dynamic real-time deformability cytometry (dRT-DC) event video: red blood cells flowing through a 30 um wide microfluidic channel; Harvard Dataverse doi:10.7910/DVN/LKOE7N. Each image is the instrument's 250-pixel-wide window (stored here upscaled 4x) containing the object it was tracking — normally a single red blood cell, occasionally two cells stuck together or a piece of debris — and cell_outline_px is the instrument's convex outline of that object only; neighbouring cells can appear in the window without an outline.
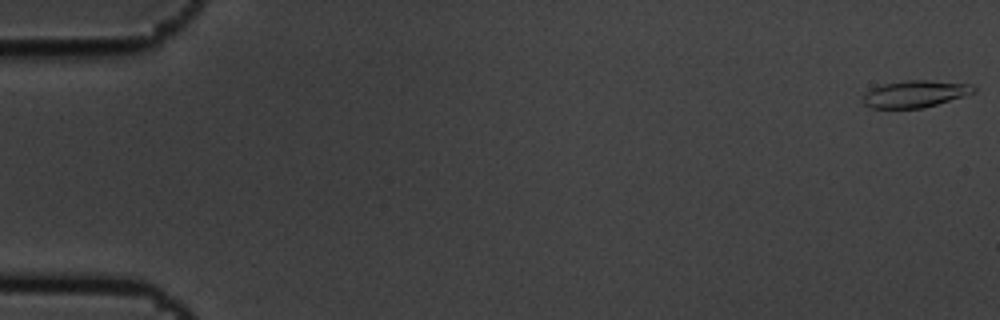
{"species": "common noctule bat (a hibernating species)", "species_latin": "Nyctalus noctula", "temperature_condition": "cold", "stored_images_in_passage": 15, "camera_frame_rate_fps": 3000, "um_per_image_px": 0.085, "animal": {"sex": "male", "body_mass_g": 19.5, "forearm_length_mm": 54.6}, "frame": {"image": 1, "passage_image": 1, "time_ms": 0.0, "image_size_px": [1000, 320], "cell_outline_px": [[976, 92], [964, 96], [924, 108], [872, 108], [864, 104], [864, 92], [872, 88], [884, 84], [908, 80], [928, 80], [972, 84], [976, 88]], "centroid_in_image_um": [77.81, 7.98], "position_along_channel_um": 7.2, "area_um2": 17.34}}
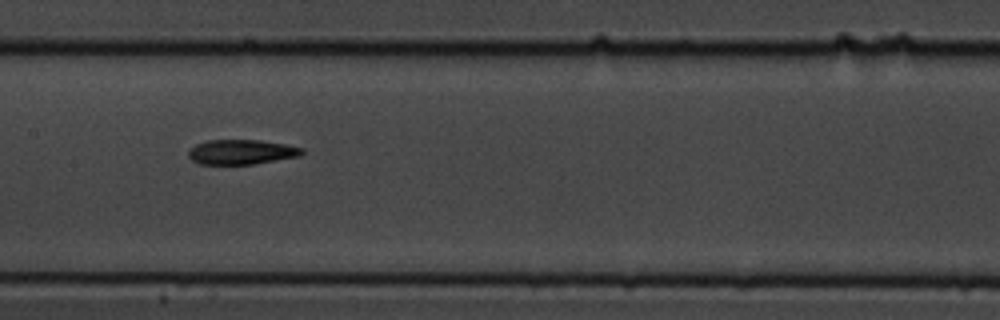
{"frame": {"image": 2, "passage_image": 8, "time_ms": 2.333, "image_size_px": [1000, 320], "cell_outline_px": [[304, 152], [300, 156], [252, 164], [200, 164], [192, 160], [188, 156], [188, 148], [196, 144], [208, 140], [260, 140], [284, 144], [304, 148]], "centroid_in_image_um": [20.5, 12.91], "position_along_channel_um": 186.9, "area_um2": 16.42}}
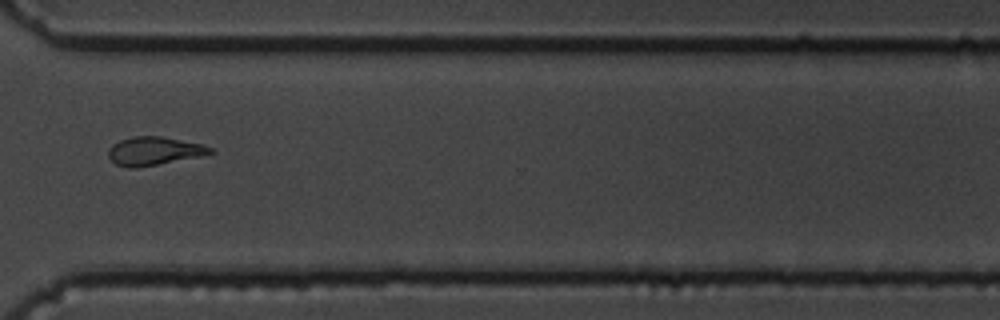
{"frame": {"image": 3, "passage_image": 12, "time_ms": 3.667, "image_size_px": [1000, 320], "cell_outline_px": [[216, 152], [200, 156], [136, 168], [128, 168], [116, 164], [108, 156], [108, 148], [112, 144], [120, 140], [132, 136], [160, 136], [204, 144], [212, 148]], "centroid_in_image_um": [13.09, 12.83], "position_along_channel_um": 357.5, "area_um2": 16.88}}